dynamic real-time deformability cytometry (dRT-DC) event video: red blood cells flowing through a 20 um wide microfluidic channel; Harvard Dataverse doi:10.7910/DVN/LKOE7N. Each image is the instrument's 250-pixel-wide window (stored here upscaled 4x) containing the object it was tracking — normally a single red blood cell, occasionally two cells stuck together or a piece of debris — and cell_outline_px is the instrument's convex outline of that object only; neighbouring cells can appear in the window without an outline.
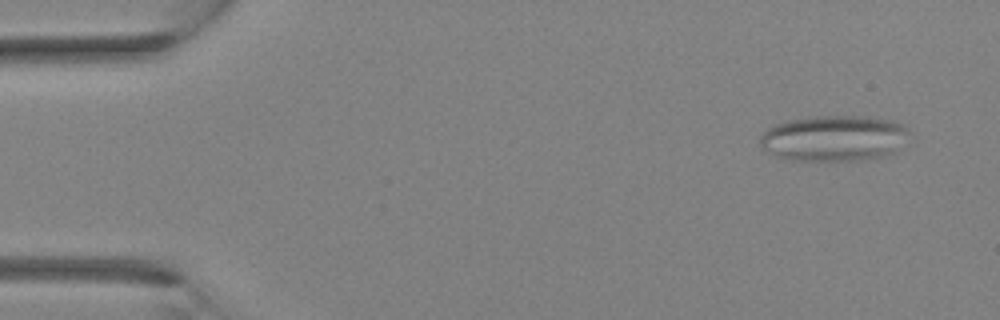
{"species": "Egyptian fruit bat (a non-hibernating species)", "species_latin": "Rousettus aegyptiacus", "temperature_condition": "room temperature", "stored_images_in_passage": 4, "camera_frame_rate_fps": 3000, "um_per_image_px": 0.085, "animal": {"sex": "female"}, "frame": {"image": 1, "passage_image": 4, "time_ms": 1.0, "image_size_px": [1000, 320], "cell_outline_px": [[908, 132], [896, 152], [880, 156], [860, 160], [788, 160], [764, 152], [760, 148], [760, 136], [772, 124], [788, 120], [808, 116], [868, 116], [892, 120], [904, 124], [908, 128]], "centroid_in_image_um": [70.82, 11.74], "position_along_channel_um": 14.2, "area_um2": 40.17}}